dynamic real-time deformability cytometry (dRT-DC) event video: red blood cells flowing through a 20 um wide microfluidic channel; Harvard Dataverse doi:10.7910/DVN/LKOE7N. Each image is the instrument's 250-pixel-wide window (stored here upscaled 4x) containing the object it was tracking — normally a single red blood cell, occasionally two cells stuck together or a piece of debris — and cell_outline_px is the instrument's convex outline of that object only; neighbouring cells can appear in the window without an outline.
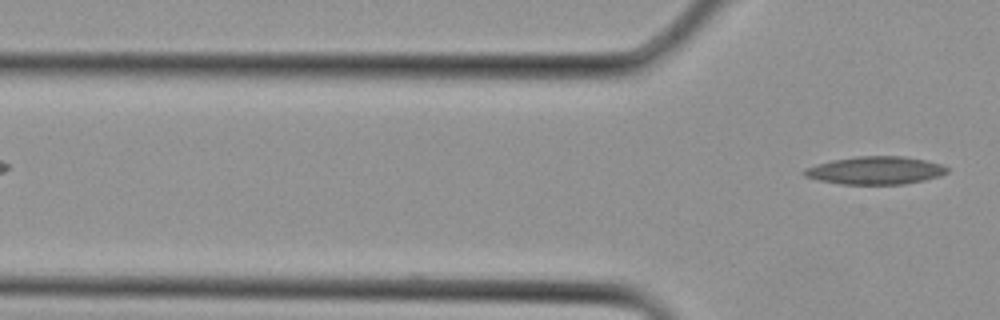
{"species": "Egyptian fruit bat (a non-hibernating species)", "species_latin": "Rousettus aegyptiacus", "temperature_condition": "cold", "stored_images_in_passage": 2, "camera_frame_rate_fps": 3000, "um_per_image_px": 0.085, "animal": {"sex": "female"}, "frame": {"image": 1, "passage_image": 2, "time_ms": 0.333, "image_size_px": [1000, 320], "cell_outline_px": [[948, 172], [940, 176], [924, 180], [904, 184], [840, 184], [820, 180], [804, 176], [800, 172], [804, 168], [816, 164], [832, 160], [856, 156], [904, 156], [924, 160], [940, 164], [948, 168]], "centroid_in_image_um": [74.37, 14.48], "position_along_channel_um": 51.4, "area_um2": 23.24}}